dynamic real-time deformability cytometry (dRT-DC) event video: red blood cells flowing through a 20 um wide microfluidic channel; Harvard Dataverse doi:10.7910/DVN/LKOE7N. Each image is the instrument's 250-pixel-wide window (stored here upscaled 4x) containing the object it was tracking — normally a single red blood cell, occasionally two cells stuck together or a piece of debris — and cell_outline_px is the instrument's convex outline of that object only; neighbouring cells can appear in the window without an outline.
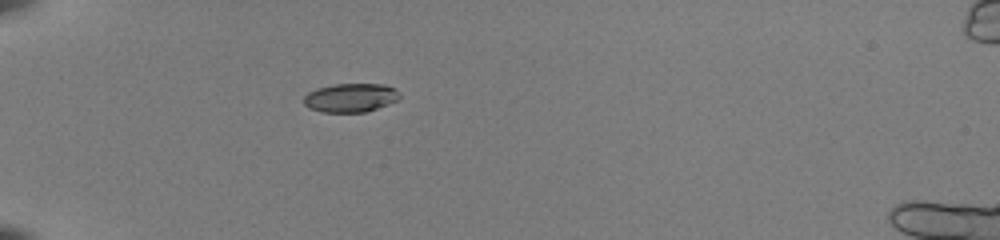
{"species": "common noctule bat (a hibernating species)", "species_latin": "Nyctalus noctula", "temperature_condition": "room temperature", "stored_images_in_passage": 36, "camera_frame_rate_fps": 3000, "um_per_image_px": 0.085, "animal": {"sex": "female", "body_mass_g": 22.0, "forearm_length_mm": 56.7}, "frame": {"image": 1, "passage_image": 1, "time_ms": 0.0, "image_size_px": [1000, 240], "cell_outline_px": [[400, 96], [396, 100], [388, 104], [364, 112], [320, 112], [308, 108], [304, 104], [304, 96], [308, 92], [316, 88], [332, 84], [384, 84], [396, 88], [400, 92]], "centroid_in_image_um": [29.78, 8.3], "position_along_channel_um": 55.2, "area_um2": 16.18}}
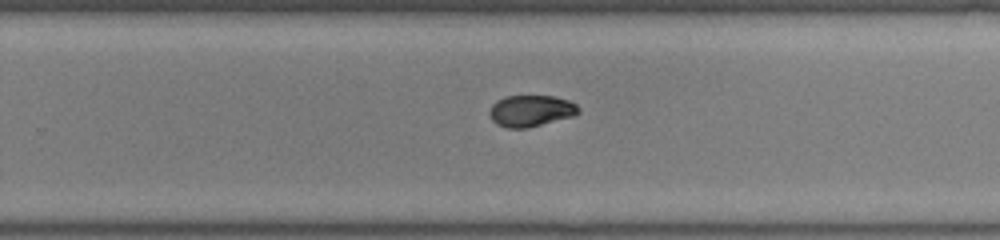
{"frame": {"image": 2, "passage_image": 20, "time_ms": 6.333, "image_size_px": [1000, 240], "cell_outline_px": [[580, 112], [576, 116], [528, 128], [508, 128], [496, 124], [492, 120], [488, 112], [492, 104], [496, 100], [504, 96], [556, 96], [568, 100], [576, 104], [580, 108]], "centroid_in_image_um": [45.14, 9.42], "position_along_channel_um": 284.7, "area_um2": 16.65}}
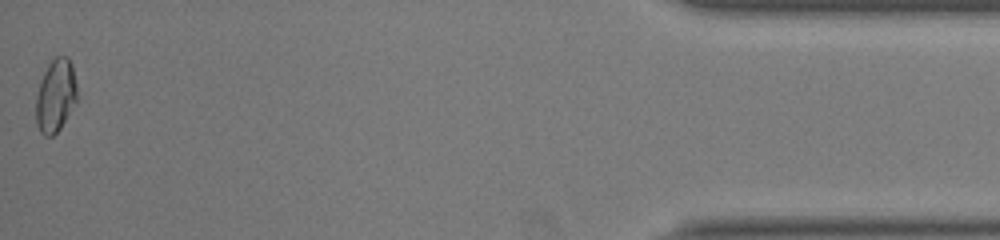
{"frame": {"image": 3, "passage_image": 36, "time_ms": 11.667, "image_size_px": [1000, 240], "cell_outline_px": [[76, 100], [60, 128], [52, 136], [44, 136], [40, 132], [36, 124], [36, 96], [44, 72], [48, 64], [56, 56], [68, 56], [72, 64], [76, 84]], "centroid_in_image_um": [4.71, 8.12], "position_along_channel_um": 430.5, "area_um2": 17.22}, "authors_computed_cell_mechanics": {"area_um2": 16.8776, "velocity_mm_per_s": 4.0002, "shape_relaxation_time_tau1_ms": 4.4814, "shape_relaxation_time_tau2_ms": 3.5823, "deformation_change_tau1": 0.1761, "deformation_change_tau2": 0.0595}}